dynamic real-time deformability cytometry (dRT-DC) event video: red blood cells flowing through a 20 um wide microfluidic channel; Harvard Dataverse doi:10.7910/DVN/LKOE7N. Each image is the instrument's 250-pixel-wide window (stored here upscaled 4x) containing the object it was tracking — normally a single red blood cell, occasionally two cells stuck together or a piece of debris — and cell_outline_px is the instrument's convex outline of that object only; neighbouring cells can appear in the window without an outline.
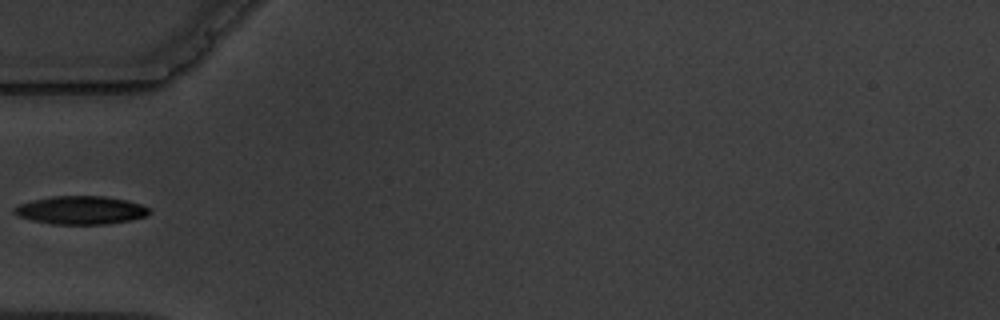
{"species": "common noctule bat (a hibernating species)", "species_latin": "Nyctalus noctula", "temperature_condition": "warm", "stored_images_in_passage": 2, "camera_frame_rate_fps": 3000, "um_per_image_px": 0.085, "animal": {"sex": "male", "body_mass_g": 19.5, "forearm_length_mm": 54.6}, "frame": {"image": 1, "passage_image": 1, "time_ms": 0.0, "image_size_px": [1000, 320], "cell_outline_px": [[152, 212], [144, 216], [128, 220], [104, 224], [52, 224], [32, 220], [20, 216], [12, 212], [12, 208], [20, 204], [32, 200], [52, 196], [104, 196], [124, 200], [140, 204], [152, 208]], "centroid_in_image_um": [6.85, 17.86], "position_along_channel_um": 78.1, "area_um2": 22.08}}
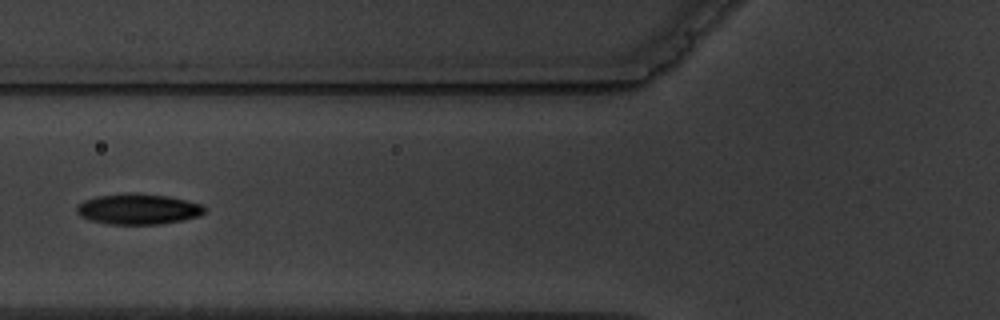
{"frame": {"image": 2, "passage_image": 2, "time_ms": 1.0, "image_size_px": [1000, 320], "cell_outline_px": [[208, 208], [200, 216], [184, 220], [160, 224], [108, 224], [92, 220], [80, 216], [76, 212], [76, 208], [84, 200], [96, 196], [136, 192], [168, 196], [200, 204]], "centroid_in_image_um": [11.76, 17.77], "position_along_channel_um": 114.0, "area_um2": 22.83}}